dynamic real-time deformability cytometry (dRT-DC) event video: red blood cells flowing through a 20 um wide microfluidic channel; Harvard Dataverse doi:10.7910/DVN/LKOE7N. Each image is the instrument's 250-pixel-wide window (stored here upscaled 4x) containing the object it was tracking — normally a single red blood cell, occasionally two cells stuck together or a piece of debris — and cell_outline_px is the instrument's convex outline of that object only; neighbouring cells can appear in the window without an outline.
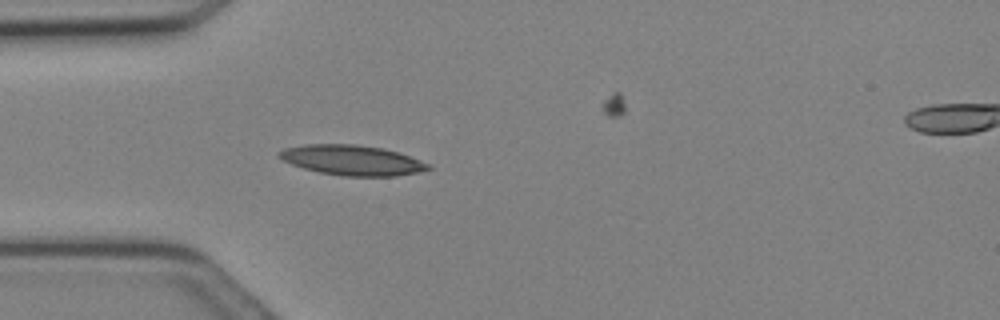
{"species": "Egyptian fruit bat (a non-hibernating species)", "species_latin": "Rousettus aegyptiacus", "temperature_condition": "cold", "stored_images_in_passage": 7, "camera_frame_rate_fps": 3000, "um_per_image_px": 0.085, "animal": {"sex": "female"}, "frame": {"image": 1, "passage_image": 2, "time_ms": 0.333, "image_size_px": [1000, 320], "cell_outline_px": [[432, 168], [416, 172], [396, 176], [344, 176], [320, 172], [304, 168], [292, 164], [276, 156], [276, 152], [284, 148], [304, 144], [356, 144], [384, 148], [400, 152], [432, 164]], "centroid_in_image_um": [29.94, 13.6], "position_along_channel_um": 55.1, "area_um2": 26.36}}
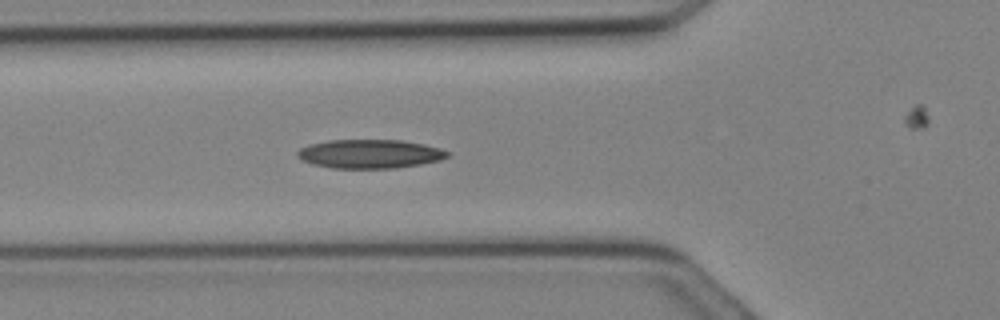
{"frame": {"image": 2, "passage_image": 4, "time_ms": 1.0, "image_size_px": [1000, 320], "cell_outline_px": [[448, 156], [440, 160], [420, 164], [396, 168], [332, 168], [312, 164], [296, 156], [296, 152], [300, 148], [308, 144], [328, 140], [400, 140], [424, 144], [440, 148], [448, 152]], "centroid_in_image_um": [31.4, 13.07], "position_along_channel_um": 94.4, "area_um2": 25.2}}
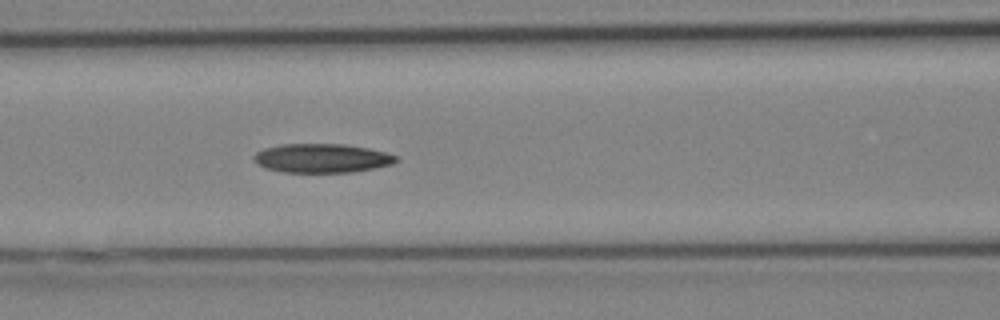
{"frame": {"image": 3, "passage_image": 6, "time_ms": 1.667, "image_size_px": [1000, 320], "cell_outline_px": [[400, 160], [392, 164], [352, 172], [284, 172], [264, 168], [256, 164], [252, 156], [256, 152], [264, 148], [284, 144], [344, 144], [368, 148], [400, 156]], "centroid_in_image_um": [27.35, 13.44], "position_along_channel_um": 139.2, "area_um2": 24.1}}